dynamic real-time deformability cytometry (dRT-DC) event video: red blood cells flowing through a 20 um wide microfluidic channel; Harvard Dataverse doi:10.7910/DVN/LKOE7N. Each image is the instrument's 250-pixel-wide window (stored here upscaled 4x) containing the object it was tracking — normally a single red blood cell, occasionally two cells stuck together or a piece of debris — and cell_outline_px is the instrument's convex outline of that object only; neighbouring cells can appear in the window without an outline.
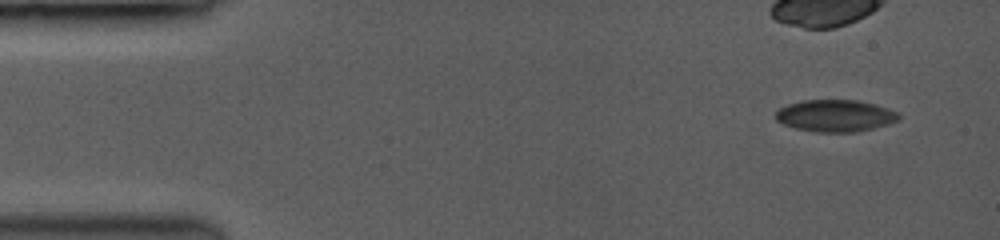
{"species": "common noctule bat (a hibernating species)", "species_latin": "Nyctalus noctula", "temperature_condition": "room temperature", "stored_images_in_passage": 31, "camera_frame_rate_fps": 3500, "um_per_image_px": 0.085, "animal": {"sex": "female", "body_mass_g": 19.0, "forearm_length_mm": 53.3}, "frame": {"image": 1, "passage_image": 1, "time_ms": 0.0, "image_size_px": [1000, 240], "cell_outline_px": [[900, 120], [888, 124], [856, 132], [816, 132], [796, 128], [784, 124], [776, 120], [776, 112], [780, 108], [788, 104], [804, 100], [860, 100], [876, 104], [900, 112]], "centroid_in_image_um": [71.05, 9.83], "position_along_channel_um": 14.0, "area_um2": 23.0}}